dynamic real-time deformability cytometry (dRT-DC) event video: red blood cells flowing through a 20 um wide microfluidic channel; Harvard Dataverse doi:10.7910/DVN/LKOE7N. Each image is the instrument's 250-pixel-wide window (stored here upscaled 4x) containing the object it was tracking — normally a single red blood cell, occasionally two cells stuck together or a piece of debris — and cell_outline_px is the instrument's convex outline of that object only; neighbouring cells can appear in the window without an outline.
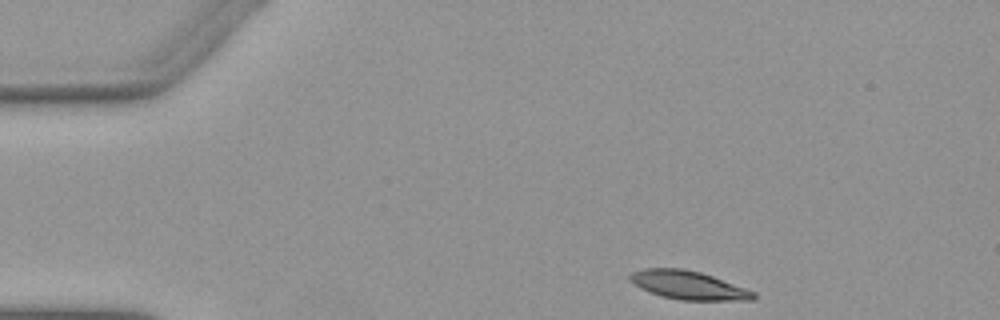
{"species": "Egyptian fruit bat (a non-hibernating species)", "species_latin": "Rousettus aegyptiacus", "temperature_condition": "warm", "stored_images_in_passage": 36, "camera_frame_rate_fps": 3000, "um_per_image_px": 0.085, "animal": {"sex": "female"}, "frame": {"image": 1, "passage_image": 1, "time_ms": 0.0, "image_size_px": [1000, 320], "cell_outline_px": [[756, 296], [752, 300], [680, 300], [664, 296], [640, 288], [628, 280], [628, 276], [632, 272], [644, 268], [684, 268], [700, 272], [712, 276], [756, 292]], "centroid_in_image_um": [58.49, 24.23], "position_along_channel_um": 26.5, "area_um2": 20.35}}
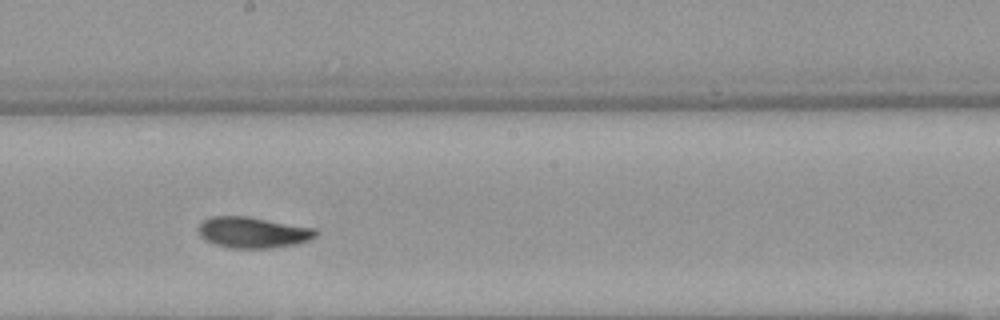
{"frame": {"image": 2, "passage_image": 22, "time_ms": 7.0, "image_size_px": [1000, 320], "cell_outline_px": [[320, 232], [316, 236], [308, 240], [296, 244], [268, 248], [232, 248], [216, 244], [200, 236], [196, 228], [200, 220], [208, 216], [248, 216], [316, 228]], "centroid_in_image_um": [21.47, 19.73], "position_along_channel_um": 226.7, "area_um2": 21.44}}
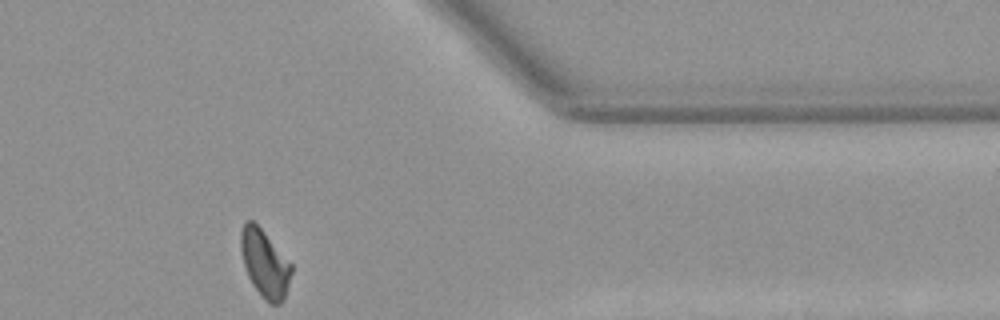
{"frame": {"image": 3, "passage_image": 36, "time_ms": 11.667, "image_size_px": [1000, 320], "cell_outline_px": [[292, 272], [284, 300], [280, 304], [268, 304], [260, 296], [252, 284], [248, 276], [244, 264], [240, 248], [240, 232], [244, 220], [252, 220], [260, 228], [292, 264]], "centroid_in_image_um": [22.49, 22.42], "position_along_channel_um": 388.9, "area_um2": 19.94}, "authors_computed_cell_mechanics": {"area_um2": 20.8658, "velocity_mm_per_s": 3.8756, "shape_relaxation_time_tau1_ms": 3.5427, "shape_relaxation_time_tau2_ms": 4.1566, "deformation_change_tau1": 0.1433, "deformation_change_tau2": 0.1001}}